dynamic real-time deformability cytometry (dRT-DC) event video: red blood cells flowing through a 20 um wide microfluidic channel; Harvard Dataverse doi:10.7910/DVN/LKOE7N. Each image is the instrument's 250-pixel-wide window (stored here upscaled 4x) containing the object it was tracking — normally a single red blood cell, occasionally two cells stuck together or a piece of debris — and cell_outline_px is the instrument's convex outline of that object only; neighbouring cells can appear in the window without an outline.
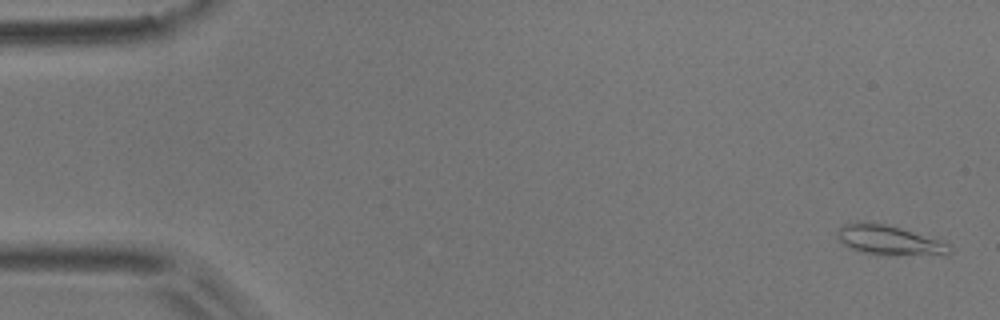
{"species": "common noctule bat (a hibernating species)", "species_latin": "Nyctalus noctula", "temperature_condition": "room temperature", "stored_images_in_passage": 6, "camera_frame_rate_fps": 3000, "um_per_image_px": 0.085, "animal": {"sex": "male", "body_mass_g": 17.9}, "frame": {"image": 1, "passage_image": 1, "time_ms": 0.0, "image_size_px": [1000, 320], "cell_outline_px": [[952, 252], [944, 256], [896, 256], [864, 252], [848, 248], [836, 236], [836, 232], [840, 224], [856, 220], [884, 224], [900, 228], [948, 244], [952, 248]], "centroid_in_image_um": [75.54, 20.43], "position_along_channel_um": 9.5, "area_um2": 19.83}}